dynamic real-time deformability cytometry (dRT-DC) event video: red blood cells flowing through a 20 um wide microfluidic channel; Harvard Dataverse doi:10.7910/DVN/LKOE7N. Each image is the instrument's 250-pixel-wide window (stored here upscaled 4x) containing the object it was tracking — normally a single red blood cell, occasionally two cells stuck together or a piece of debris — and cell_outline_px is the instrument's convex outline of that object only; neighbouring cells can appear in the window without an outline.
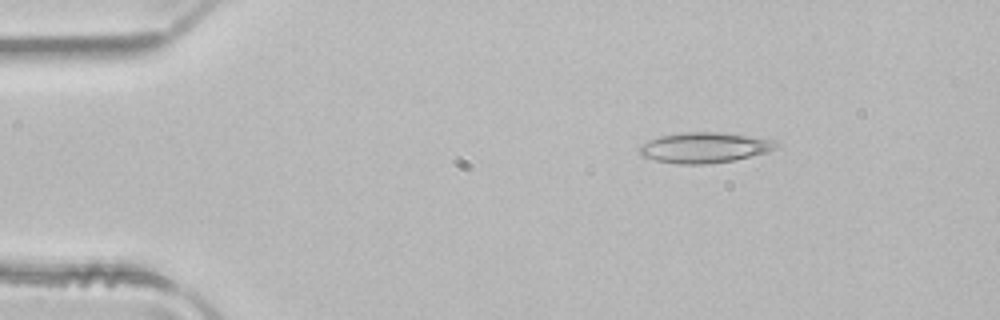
{"species": "common noctule bat (a hibernating species)", "species_latin": "Nyctalus noctula", "temperature_condition": "room temperature", "stored_images_in_passage": 3, "camera_frame_rate_fps": 3000, "um_per_image_px": 0.085, "animal": {"sex": "male", "body_mass_g": 21.5, "forearm_length_mm": 52.0}, "frame": {"image": 1, "passage_image": 1, "time_ms": 0.0, "image_size_px": [1000, 320], "cell_outline_px": [[780, 144], [776, 148], [768, 152], [732, 160], [708, 164], [680, 164], [656, 160], [640, 156], [640, 148], [648, 140], [660, 136], [680, 132], [716, 132], [748, 136], [772, 140]], "centroid_in_image_um": [59.87, 12.54], "position_along_channel_um": 25.1, "area_um2": 23.99}}